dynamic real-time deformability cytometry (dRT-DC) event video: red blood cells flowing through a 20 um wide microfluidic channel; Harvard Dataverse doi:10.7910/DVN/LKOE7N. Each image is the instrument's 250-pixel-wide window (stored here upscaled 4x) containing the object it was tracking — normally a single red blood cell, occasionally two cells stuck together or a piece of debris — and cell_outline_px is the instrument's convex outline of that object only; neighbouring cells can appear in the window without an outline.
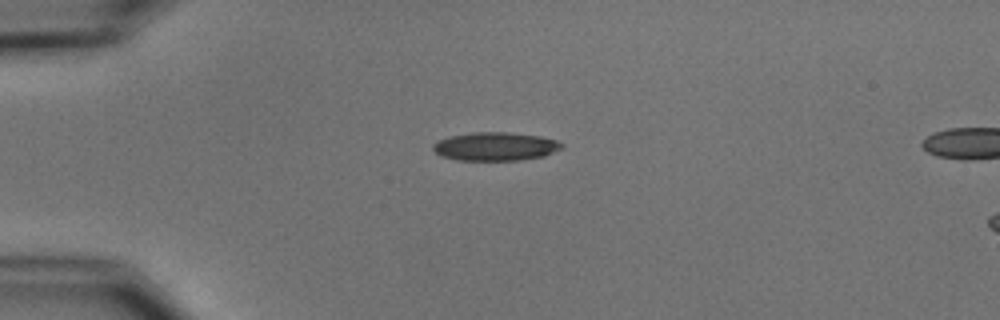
{"species": "common noctule bat (a hibernating species)", "species_latin": "Nyctalus noctula", "temperature_condition": "cold", "stored_images_in_passage": 2, "camera_frame_rate_fps": 3000, "um_per_image_px": 0.085, "animal": {"sex": "male", "body_mass_g": 15.6}, "frame": {"image": 1, "passage_image": 1, "time_ms": 0.0, "image_size_px": [1000, 320], "cell_outline_px": [[564, 148], [544, 156], [520, 160], [456, 160], [440, 156], [432, 148], [432, 144], [436, 140], [448, 136], [472, 132], [508, 132], [540, 136], [556, 140], [564, 144]], "centroid_in_image_um": [42.09, 12.44], "position_along_channel_um": 42.9, "area_um2": 21.62}}